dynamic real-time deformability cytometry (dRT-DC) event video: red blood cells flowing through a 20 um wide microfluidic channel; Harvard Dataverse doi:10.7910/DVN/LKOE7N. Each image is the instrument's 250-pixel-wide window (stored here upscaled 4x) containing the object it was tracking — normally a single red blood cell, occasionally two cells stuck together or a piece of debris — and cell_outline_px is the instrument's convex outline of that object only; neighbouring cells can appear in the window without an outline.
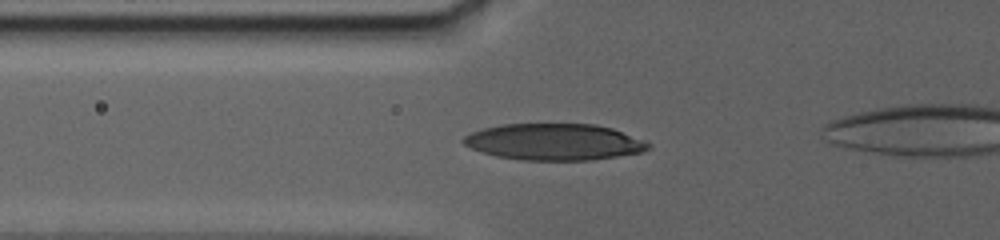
{"species": "human", "species_latin": "Homo sapiens", "temperature_condition": "warm", "stored_images_in_passage": 31, "camera_frame_rate_fps": 3000, "um_per_image_px": 0.085, "donor": {"sex": "female"}, "frame": {"image": 1, "passage_image": 2, "time_ms": 0.667, "image_size_px": [1000, 240], "cell_outline_px": [[648, 148], [640, 152], [592, 160], [520, 160], [496, 156], [472, 148], [464, 144], [460, 140], [464, 136], [472, 132], [484, 128], [504, 124], [596, 124], [612, 128], [644, 140], [648, 144]], "centroid_in_image_um": [47.07, 12.06], "position_along_channel_um": 78.7, "area_um2": 39.02}}
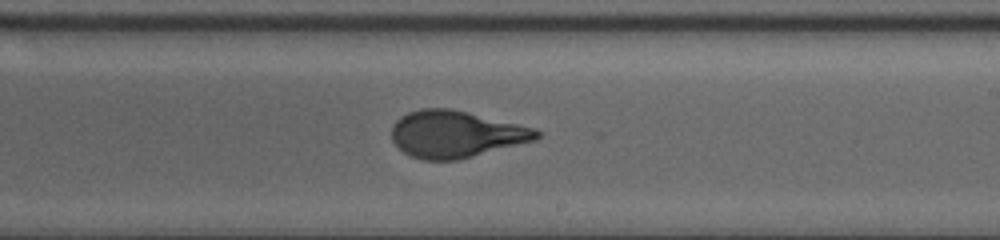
{"frame": {"image": 2, "passage_image": 13, "time_ms": 6.667, "image_size_px": [1000, 240], "cell_outline_px": [[544, 132], [536, 140], [460, 160], [420, 160], [404, 152], [392, 140], [392, 124], [400, 116], [408, 112], [420, 108], [452, 108], [536, 128]], "centroid_in_image_um": [38.77, 11.4], "position_along_channel_um": 250.2, "area_um2": 40.0}}
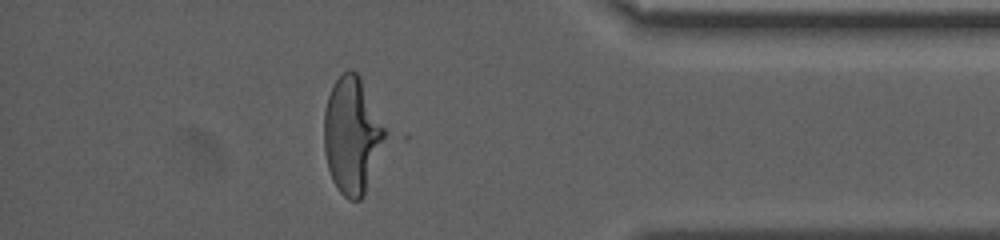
{"frame": {"image": 3, "passage_image": 26, "time_ms": 12.667, "image_size_px": [1000, 240], "cell_outline_px": [[388, 136], [364, 196], [360, 200], [348, 200], [336, 188], [332, 180], [328, 168], [324, 152], [324, 112], [328, 96], [332, 84], [348, 68], [352, 68], [360, 76], [388, 132]], "centroid_in_image_um": [29.94, 11.51], "position_along_channel_um": 405.3, "area_um2": 42.08}}